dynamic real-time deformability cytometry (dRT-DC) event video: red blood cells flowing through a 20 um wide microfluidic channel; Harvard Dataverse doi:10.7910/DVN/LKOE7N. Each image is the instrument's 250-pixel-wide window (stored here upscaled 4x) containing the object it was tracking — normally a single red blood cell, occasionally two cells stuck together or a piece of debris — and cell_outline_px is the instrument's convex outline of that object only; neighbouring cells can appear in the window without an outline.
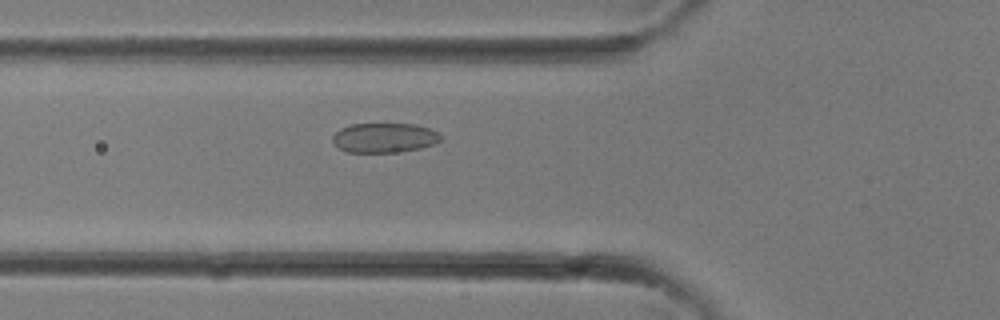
{"species": "common noctule bat (a hibernating species)", "species_latin": "Nyctalus noctula", "temperature_condition": "room temperature", "stored_images_in_passage": 24, "camera_frame_rate_fps": 3000, "um_per_image_px": 0.085, "animal": {"sex": "female"}, "frame": {"image": 1, "passage_image": 3, "time_ms": 0.667, "image_size_px": [1000, 320], "cell_outline_px": [[440, 140], [432, 144], [420, 148], [396, 152], [348, 152], [340, 148], [332, 140], [332, 136], [340, 128], [352, 124], [416, 124], [440, 132]], "centroid_in_image_um": [32.66, 11.7], "position_along_channel_um": 93.1, "area_um2": 18.5}}
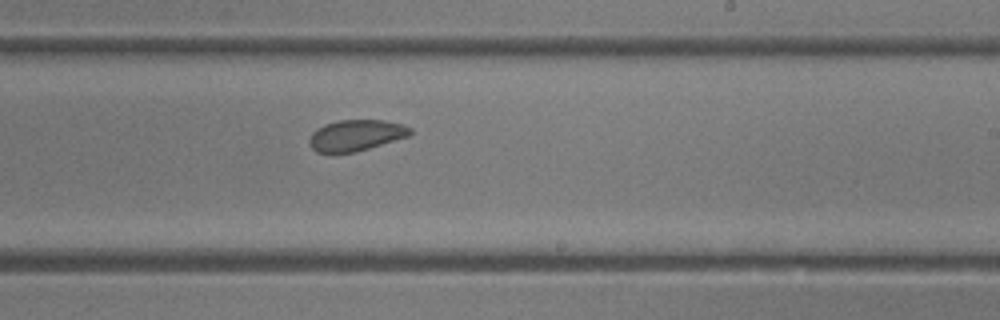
{"frame": {"image": 2, "passage_image": 11, "time_ms": 3.333, "image_size_px": [1000, 320], "cell_outline_px": [[412, 132], [408, 136], [356, 152], [316, 152], [308, 144], [308, 140], [312, 132], [316, 128], [324, 124], [340, 120], [384, 120], [404, 124], [412, 128]], "centroid_in_image_um": [30.24, 11.49], "position_along_channel_um": 258.8, "area_um2": 18.32}}
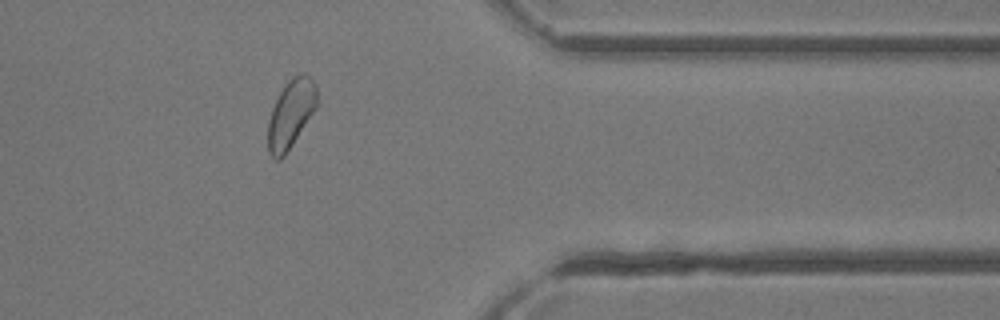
{"frame": {"image": 3, "passage_image": 18, "time_ms": 5.667, "image_size_px": [1000, 320], "cell_outline_px": [[320, 100], [316, 108], [284, 156], [280, 160], [276, 160], [268, 152], [268, 120], [272, 108], [280, 92], [288, 80], [292, 76], [312, 76], [316, 84]], "centroid_in_image_um": [24.74, 9.66], "position_along_channel_um": 386.7, "area_um2": 19.48}}